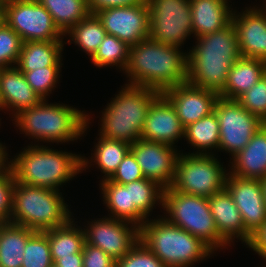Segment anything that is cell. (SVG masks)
<instances>
[{"mask_svg": "<svg viewBox=\"0 0 266 267\" xmlns=\"http://www.w3.org/2000/svg\"><path fill=\"white\" fill-rule=\"evenodd\" d=\"M5 149L6 148L0 143V169L6 165V163L8 162V159H9V158H7L8 153H6L7 151Z\"/></svg>", "mask_w": 266, "mask_h": 267, "instance_id": "46", "label": "cell"}, {"mask_svg": "<svg viewBox=\"0 0 266 267\" xmlns=\"http://www.w3.org/2000/svg\"><path fill=\"white\" fill-rule=\"evenodd\" d=\"M219 121L215 111L199 119L197 122L187 125L184 129V137L191 146L198 151L195 154H210L208 151L217 149L220 140ZM202 150V151H201ZM208 150V151H207Z\"/></svg>", "mask_w": 266, "mask_h": 267, "instance_id": "29", "label": "cell"}, {"mask_svg": "<svg viewBox=\"0 0 266 267\" xmlns=\"http://www.w3.org/2000/svg\"><path fill=\"white\" fill-rule=\"evenodd\" d=\"M149 7V38L180 47L193 34L189 0H146Z\"/></svg>", "mask_w": 266, "mask_h": 267, "instance_id": "10", "label": "cell"}, {"mask_svg": "<svg viewBox=\"0 0 266 267\" xmlns=\"http://www.w3.org/2000/svg\"><path fill=\"white\" fill-rule=\"evenodd\" d=\"M139 240L166 267H189L214 253L201 239L170 223L166 217L147 219L139 227Z\"/></svg>", "mask_w": 266, "mask_h": 267, "instance_id": "6", "label": "cell"}, {"mask_svg": "<svg viewBox=\"0 0 266 267\" xmlns=\"http://www.w3.org/2000/svg\"><path fill=\"white\" fill-rule=\"evenodd\" d=\"M61 66H46L30 72H22L31 88L43 99L56 87ZM50 92V93H49Z\"/></svg>", "mask_w": 266, "mask_h": 267, "instance_id": "37", "label": "cell"}, {"mask_svg": "<svg viewBox=\"0 0 266 267\" xmlns=\"http://www.w3.org/2000/svg\"><path fill=\"white\" fill-rule=\"evenodd\" d=\"M262 188H263V199H264V205L266 208V177L262 178L261 180Z\"/></svg>", "mask_w": 266, "mask_h": 267, "instance_id": "48", "label": "cell"}, {"mask_svg": "<svg viewBox=\"0 0 266 267\" xmlns=\"http://www.w3.org/2000/svg\"><path fill=\"white\" fill-rule=\"evenodd\" d=\"M72 220L73 218L65 225L45 231L53 262L59 257H71L75 253H82L85 243L84 231L82 228H75Z\"/></svg>", "mask_w": 266, "mask_h": 267, "instance_id": "28", "label": "cell"}, {"mask_svg": "<svg viewBox=\"0 0 266 267\" xmlns=\"http://www.w3.org/2000/svg\"><path fill=\"white\" fill-rule=\"evenodd\" d=\"M59 191L15 181L10 221L34 231L60 227L71 220V212Z\"/></svg>", "mask_w": 266, "mask_h": 267, "instance_id": "7", "label": "cell"}, {"mask_svg": "<svg viewBox=\"0 0 266 267\" xmlns=\"http://www.w3.org/2000/svg\"><path fill=\"white\" fill-rule=\"evenodd\" d=\"M95 14L107 34L130 47L149 38V7L146 1L138 5L106 8Z\"/></svg>", "mask_w": 266, "mask_h": 267, "instance_id": "14", "label": "cell"}, {"mask_svg": "<svg viewBox=\"0 0 266 267\" xmlns=\"http://www.w3.org/2000/svg\"><path fill=\"white\" fill-rule=\"evenodd\" d=\"M42 98L27 83L24 74L16 67L0 69V107L13 110L14 116L36 106ZM13 108V109H12Z\"/></svg>", "mask_w": 266, "mask_h": 267, "instance_id": "21", "label": "cell"}, {"mask_svg": "<svg viewBox=\"0 0 266 267\" xmlns=\"http://www.w3.org/2000/svg\"><path fill=\"white\" fill-rule=\"evenodd\" d=\"M124 186L129 189L130 206H135L146 219L157 202L163 204L164 188L153 180L143 178Z\"/></svg>", "mask_w": 266, "mask_h": 267, "instance_id": "33", "label": "cell"}, {"mask_svg": "<svg viewBox=\"0 0 266 267\" xmlns=\"http://www.w3.org/2000/svg\"><path fill=\"white\" fill-rule=\"evenodd\" d=\"M143 178L144 175L138 162L136 161L135 156L131 151H129L109 180L117 184L124 185L129 182L141 180Z\"/></svg>", "mask_w": 266, "mask_h": 267, "instance_id": "41", "label": "cell"}, {"mask_svg": "<svg viewBox=\"0 0 266 267\" xmlns=\"http://www.w3.org/2000/svg\"><path fill=\"white\" fill-rule=\"evenodd\" d=\"M35 232L12 222L0 223V267H21L27 240Z\"/></svg>", "mask_w": 266, "mask_h": 267, "instance_id": "26", "label": "cell"}, {"mask_svg": "<svg viewBox=\"0 0 266 267\" xmlns=\"http://www.w3.org/2000/svg\"><path fill=\"white\" fill-rule=\"evenodd\" d=\"M232 160L231 175L260 180L266 177V123Z\"/></svg>", "mask_w": 266, "mask_h": 267, "instance_id": "22", "label": "cell"}, {"mask_svg": "<svg viewBox=\"0 0 266 267\" xmlns=\"http://www.w3.org/2000/svg\"><path fill=\"white\" fill-rule=\"evenodd\" d=\"M69 105L49 104L46 99L14 118L26 135L44 142H68L80 138L89 127V116Z\"/></svg>", "mask_w": 266, "mask_h": 267, "instance_id": "4", "label": "cell"}, {"mask_svg": "<svg viewBox=\"0 0 266 267\" xmlns=\"http://www.w3.org/2000/svg\"><path fill=\"white\" fill-rule=\"evenodd\" d=\"M51 14L55 25L65 35L90 14L87 0H37Z\"/></svg>", "mask_w": 266, "mask_h": 267, "instance_id": "30", "label": "cell"}, {"mask_svg": "<svg viewBox=\"0 0 266 267\" xmlns=\"http://www.w3.org/2000/svg\"><path fill=\"white\" fill-rule=\"evenodd\" d=\"M192 30L195 37L216 32L232 22V9L227 0H189Z\"/></svg>", "mask_w": 266, "mask_h": 267, "instance_id": "23", "label": "cell"}, {"mask_svg": "<svg viewBox=\"0 0 266 267\" xmlns=\"http://www.w3.org/2000/svg\"><path fill=\"white\" fill-rule=\"evenodd\" d=\"M5 23L26 41L64 39L51 14L37 0H2Z\"/></svg>", "mask_w": 266, "mask_h": 267, "instance_id": "11", "label": "cell"}, {"mask_svg": "<svg viewBox=\"0 0 266 267\" xmlns=\"http://www.w3.org/2000/svg\"><path fill=\"white\" fill-rule=\"evenodd\" d=\"M174 147L140 139L131 144L130 151L135 156L144 178L153 180L166 189L173 184L180 154Z\"/></svg>", "mask_w": 266, "mask_h": 267, "instance_id": "15", "label": "cell"}, {"mask_svg": "<svg viewBox=\"0 0 266 267\" xmlns=\"http://www.w3.org/2000/svg\"><path fill=\"white\" fill-rule=\"evenodd\" d=\"M54 265L56 267H83L82 253H75L71 257H59Z\"/></svg>", "mask_w": 266, "mask_h": 267, "instance_id": "45", "label": "cell"}, {"mask_svg": "<svg viewBox=\"0 0 266 267\" xmlns=\"http://www.w3.org/2000/svg\"><path fill=\"white\" fill-rule=\"evenodd\" d=\"M213 154H179L171 188L175 191L209 198L225 188L228 175Z\"/></svg>", "mask_w": 266, "mask_h": 267, "instance_id": "9", "label": "cell"}, {"mask_svg": "<svg viewBox=\"0 0 266 267\" xmlns=\"http://www.w3.org/2000/svg\"><path fill=\"white\" fill-rule=\"evenodd\" d=\"M130 223L111 217L94 220L83 230L85 243L102 249L117 261L139 241V227Z\"/></svg>", "mask_w": 266, "mask_h": 267, "instance_id": "13", "label": "cell"}, {"mask_svg": "<svg viewBox=\"0 0 266 267\" xmlns=\"http://www.w3.org/2000/svg\"><path fill=\"white\" fill-rule=\"evenodd\" d=\"M63 46V40L23 42L16 67L21 72H30L46 66H61Z\"/></svg>", "mask_w": 266, "mask_h": 267, "instance_id": "25", "label": "cell"}, {"mask_svg": "<svg viewBox=\"0 0 266 267\" xmlns=\"http://www.w3.org/2000/svg\"><path fill=\"white\" fill-rule=\"evenodd\" d=\"M184 129L173 105L161 93L148 110L141 139L173 147L177 139L184 138Z\"/></svg>", "mask_w": 266, "mask_h": 267, "instance_id": "19", "label": "cell"}, {"mask_svg": "<svg viewBox=\"0 0 266 267\" xmlns=\"http://www.w3.org/2000/svg\"><path fill=\"white\" fill-rule=\"evenodd\" d=\"M249 248L258 253V255L266 260V222L263 226L252 235Z\"/></svg>", "mask_w": 266, "mask_h": 267, "instance_id": "44", "label": "cell"}, {"mask_svg": "<svg viewBox=\"0 0 266 267\" xmlns=\"http://www.w3.org/2000/svg\"><path fill=\"white\" fill-rule=\"evenodd\" d=\"M208 202L219 235L228 244L236 237L248 245L252 235L245 229L242 215L227 189L213 194Z\"/></svg>", "mask_w": 266, "mask_h": 267, "instance_id": "20", "label": "cell"}, {"mask_svg": "<svg viewBox=\"0 0 266 267\" xmlns=\"http://www.w3.org/2000/svg\"><path fill=\"white\" fill-rule=\"evenodd\" d=\"M236 101L247 111L266 123V73Z\"/></svg>", "mask_w": 266, "mask_h": 267, "instance_id": "36", "label": "cell"}, {"mask_svg": "<svg viewBox=\"0 0 266 267\" xmlns=\"http://www.w3.org/2000/svg\"><path fill=\"white\" fill-rule=\"evenodd\" d=\"M265 73V61L240 57L231 67L225 88L219 93V97L236 100L256 84Z\"/></svg>", "mask_w": 266, "mask_h": 267, "instance_id": "24", "label": "cell"}, {"mask_svg": "<svg viewBox=\"0 0 266 267\" xmlns=\"http://www.w3.org/2000/svg\"><path fill=\"white\" fill-rule=\"evenodd\" d=\"M219 121L218 150H225L234 157L251 140L265 123L244 109L236 100L219 97L214 106Z\"/></svg>", "mask_w": 266, "mask_h": 267, "instance_id": "12", "label": "cell"}, {"mask_svg": "<svg viewBox=\"0 0 266 267\" xmlns=\"http://www.w3.org/2000/svg\"><path fill=\"white\" fill-rule=\"evenodd\" d=\"M83 267H115L116 261L102 249L84 243L82 249Z\"/></svg>", "mask_w": 266, "mask_h": 267, "instance_id": "42", "label": "cell"}, {"mask_svg": "<svg viewBox=\"0 0 266 267\" xmlns=\"http://www.w3.org/2000/svg\"><path fill=\"white\" fill-rule=\"evenodd\" d=\"M115 267H166L164 263L142 242L138 241Z\"/></svg>", "mask_w": 266, "mask_h": 267, "instance_id": "39", "label": "cell"}, {"mask_svg": "<svg viewBox=\"0 0 266 267\" xmlns=\"http://www.w3.org/2000/svg\"><path fill=\"white\" fill-rule=\"evenodd\" d=\"M50 244L45 231H36L26 243L21 267H51Z\"/></svg>", "mask_w": 266, "mask_h": 267, "instance_id": "35", "label": "cell"}, {"mask_svg": "<svg viewBox=\"0 0 266 267\" xmlns=\"http://www.w3.org/2000/svg\"><path fill=\"white\" fill-rule=\"evenodd\" d=\"M104 204L110 209L111 218L121 219L140 227L147 219L135 208L130 206L129 189L109 179L101 181Z\"/></svg>", "mask_w": 266, "mask_h": 267, "instance_id": "27", "label": "cell"}, {"mask_svg": "<svg viewBox=\"0 0 266 267\" xmlns=\"http://www.w3.org/2000/svg\"><path fill=\"white\" fill-rule=\"evenodd\" d=\"M8 162L18 183L59 191L63 183L86 169L89 161L81 155L30 145ZM84 168V169H83Z\"/></svg>", "mask_w": 266, "mask_h": 267, "instance_id": "3", "label": "cell"}, {"mask_svg": "<svg viewBox=\"0 0 266 267\" xmlns=\"http://www.w3.org/2000/svg\"><path fill=\"white\" fill-rule=\"evenodd\" d=\"M188 54L187 82L218 94L225 88L227 75L241 57L233 23L197 38Z\"/></svg>", "mask_w": 266, "mask_h": 267, "instance_id": "2", "label": "cell"}, {"mask_svg": "<svg viewBox=\"0 0 266 267\" xmlns=\"http://www.w3.org/2000/svg\"><path fill=\"white\" fill-rule=\"evenodd\" d=\"M66 35H70V40L78 45L91 58L107 35V32L103 28V24L97 15L90 13L87 17L74 25Z\"/></svg>", "mask_w": 266, "mask_h": 267, "instance_id": "31", "label": "cell"}, {"mask_svg": "<svg viewBox=\"0 0 266 267\" xmlns=\"http://www.w3.org/2000/svg\"><path fill=\"white\" fill-rule=\"evenodd\" d=\"M14 186V175L8 164H6L0 169V223L10 221Z\"/></svg>", "mask_w": 266, "mask_h": 267, "instance_id": "40", "label": "cell"}, {"mask_svg": "<svg viewBox=\"0 0 266 267\" xmlns=\"http://www.w3.org/2000/svg\"><path fill=\"white\" fill-rule=\"evenodd\" d=\"M5 23V12L2 5V0L0 1V27Z\"/></svg>", "mask_w": 266, "mask_h": 267, "instance_id": "47", "label": "cell"}, {"mask_svg": "<svg viewBox=\"0 0 266 267\" xmlns=\"http://www.w3.org/2000/svg\"><path fill=\"white\" fill-rule=\"evenodd\" d=\"M179 47L166 45L151 38L130 47L125 74L128 84L150 88L162 93L187 82L188 54Z\"/></svg>", "mask_w": 266, "mask_h": 267, "instance_id": "1", "label": "cell"}, {"mask_svg": "<svg viewBox=\"0 0 266 267\" xmlns=\"http://www.w3.org/2000/svg\"><path fill=\"white\" fill-rule=\"evenodd\" d=\"M131 145L117 140H111L99 136V141L95 145V151L91 160L98 165L99 169L105 174L103 180L109 179L119 167L126 154L130 151Z\"/></svg>", "mask_w": 266, "mask_h": 267, "instance_id": "32", "label": "cell"}, {"mask_svg": "<svg viewBox=\"0 0 266 267\" xmlns=\"http://www.w3.org/2000/svg\"><path fill=\"white\" fill-rule=\"evenodd\" d=\"M264 6V10L247 8L238 15L233 11L232 23L241 57L266 62V3Z\"/></svg>", "mask_w": 266, "mask_h": 267, "instance_id": "18", "label": "cell"}, {"mask_svg": "<svg viewBox=\"0 0 266 267\" xmlns=\"http://www.w3.org/2000/svg\"><path fill=\"white\" fill-rule=\"evenodd\" d=\"M162 94L171 102L184 127L212 113L219 98L217 92L188 82L168 88Z\"/></svg>", "mask_w": 266, "mask_h": 267, "instance_id": "17", "label": "cell"}, {"mask_svg": "<svg viewBox=\"0 0 266 267\" xmlns=\"http://www.w3.org/2000/svg\"><path fill=\"white\" fill-rule=\"evenodd\" d=\"M20 36L6 23L0 27V69L16 66L21 52Z\"/></svg>", "mask_w": 266, "mask_h": 267, "instance_id": "38", "label": "cell"}, {"mask_svg": "<svg viewBox=\"0 0 266 267\" xmlns=\"http://www.w3.org/2000/svg\"><path fill=\"white\" fill-rule=\"evenodd\" d=\"M102 113L100 136L131 145L141 139L144 121L159 91L125 84Z\"/></svg>", "mask_w": 266, "mask_h": 267, "instance_id": "5", "label": "cell"}, {"mask_svg": "<svg viewBox=\"0 0 266 267\" xmlns=\"http://www.w3.org/2000/svg\"><path fill=\"white\" fill-rule=\"evenodd\" d=\"M161 206L170 223L198 237L213 251L228 245L216 228L208 198L184 194L170 187L164 189Z\"/></svg>", "mask_w": 266, "mask_h": 267, "instance_id": "8", "label": "cell"}, {"mask_svg": "<svg viewBox=\"0 0 266 267\" xmlns=\"http://www.w3.org/2000/svg\"><path fill=\"white\" fill-rule=\"evenodd\" d=\"M146 0H87L88 8L91 14L99 10L111 7L132 6L144 3Z\"/></svg>", "mask_w": 266, "mask_h": 267, "instance_id": "43", "label": "cell"}, {"mask_svg": "<svg viewBox=\"0 0 266 267\" xmlns=\"http://www.w3.org/2000/svg\"><path fill=\"white\" fill-rule=\"evenodd\" d=\"M225 188L235 202L245 229L255 234L266 222V208L260 179L240 178L228 173Z\"/></svg>", "mask_w": 266, "mask_h": 267, "instance_id": "16", "label": "cell"}, {"mask_svg": "<svg viewBox=\"0 0 266 267\" xmlns=\"http://www.w3.org/2000/svg\"><path fill=\"white\" fill-rule=\"evenodd\" d=\"M130 46L113 35L107 34L91 57L95 66L118 65L125 71L129 60Z\"/></svg>", "mask_w": 266, "mask_h": 267, "instance_id": "34", "label": "cell"}]
</instances>
